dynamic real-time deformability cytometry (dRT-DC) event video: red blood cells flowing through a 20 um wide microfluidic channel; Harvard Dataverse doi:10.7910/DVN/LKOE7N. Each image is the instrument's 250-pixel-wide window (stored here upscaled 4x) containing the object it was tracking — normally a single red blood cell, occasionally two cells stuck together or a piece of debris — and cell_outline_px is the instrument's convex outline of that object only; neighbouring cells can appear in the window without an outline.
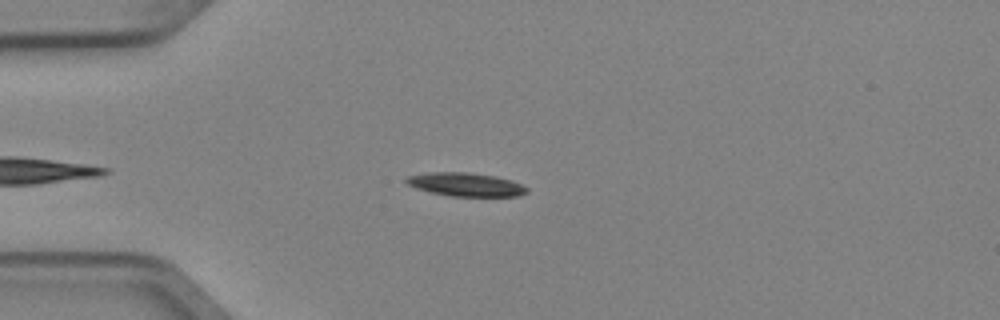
{"species": "Egyptian fruit bat (a non-hibernating species)", "species_latin": "Rousettus aegyptiacus", "temperature_condition": "cold", "stored_images_in_passage": 7, "camera_frame_rate_fps": 3000, "um_per_image_px": 0.085, "animal": {"sex": "female"}, "frame": {"image": 1, "passage_image": 4, "time_ms": 1.0, "image_size_px": [1000, 320], "cell_outline_px": [[528, 192], [516, 196], [452, 196], [432, 192], [416, 188], [408, 184], [404, 180], [408, 176], [428, 172], [468, 172], [496, 176], [512, 180], [528, 188]], "centroid_in_image_um": [39.59, 15.67], "position_along_channel_um": 45.4, "area_um2": 16.42}}
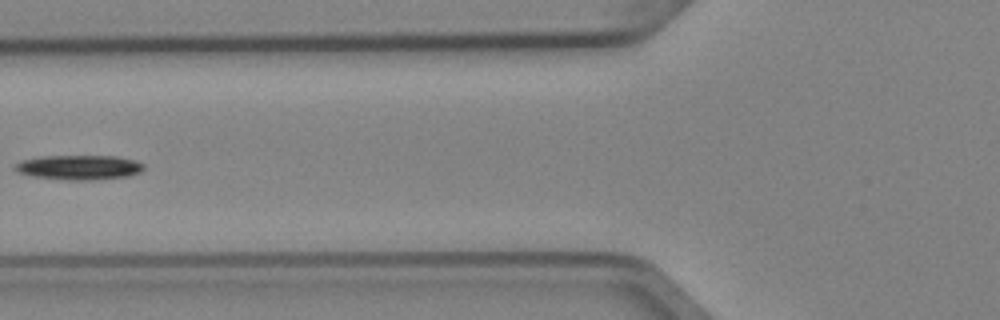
{"frame": {"image": 2, "passage_image": 6, "time_ms": 1.667, "image_size_px": [1000, 320], "cell_outline_px": [[144, 168], [140, 172], [128, 176], [92, 180], [68, 180], [36, 176], [16, 172], [12, 168], [16, 164], [24, 160], [44, 156], [116, 156], [136, 160], [144, 164]], "centroid_in_image_um": [6.76, 14.22], "position_along_channel_um": 119.0, "area_um2": 18.38}}
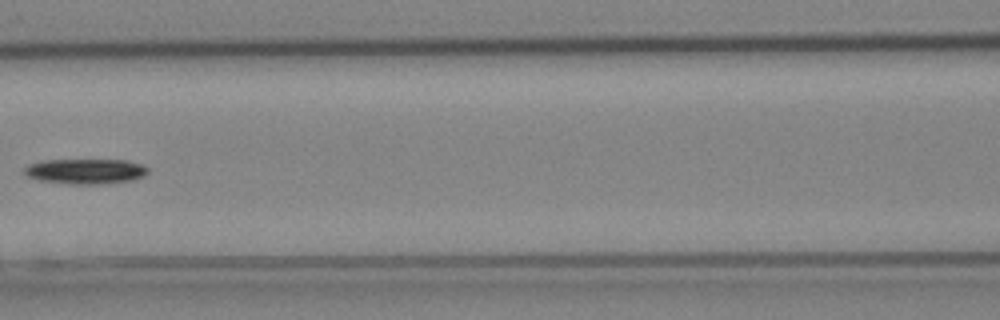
{"frame": {"image": 3, "passage_image": 7, "time_ms": 2.0, "image_size_px": [1000, 320], "cell_outline_px": [[148, 172], [144, 176], [132, 180], [100, 184], [68, 184], [40, 180], [24, 176], [24, 168], [28, 164], [40, 160], [128, 160], [140, 164], [148, 168]], "centroid_in_image_um": [7.23, 14.56], "position_along_channel_um": 159.4, "area_um2": 18.26}}